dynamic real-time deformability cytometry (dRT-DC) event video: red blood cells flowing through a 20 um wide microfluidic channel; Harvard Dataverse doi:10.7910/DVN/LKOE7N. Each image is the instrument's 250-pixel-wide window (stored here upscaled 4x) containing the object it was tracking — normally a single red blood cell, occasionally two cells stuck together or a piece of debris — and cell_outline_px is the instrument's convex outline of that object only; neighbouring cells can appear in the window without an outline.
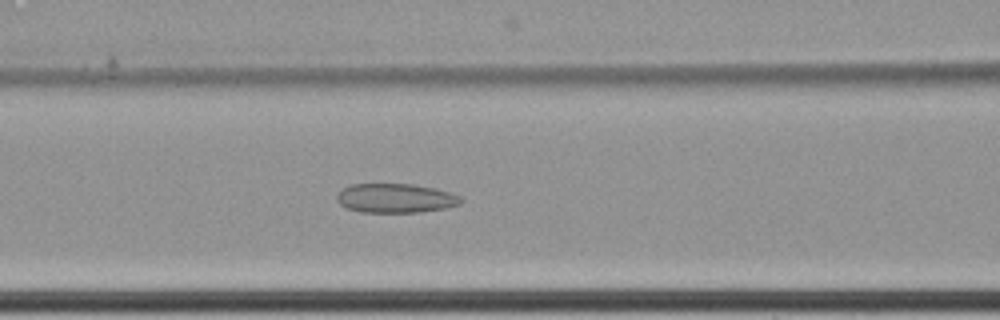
{"species": "common noctule bat (a hibernating species)", "species_latin": "Nyctalus noctula", "temperature_condition": "cold", "stored_images_in_passage": 66, "camera_frame_rate_fps": 3000, "um_per_image_px": 0.085, "animal": {"sex": "female", "body_mass_g": 22.7, "forearm_length_mm": 54.2}, "frame": {"image": 1, "passage_image": 32, "time_ms": 10.333, "image_size_px": [1000, 320], "cell_outline_px": [[464, 200], [460, 204], [444, 208], [416, 212], [364, 212], [348, 208], [340, 204], [336, 200], [336, 196], [344, 188], [352, 184], [412, 184], [432, 188], [448, 192], [460, 196]], "centroid_in_image_um": [33.62, 16.84], "position_along_channel_um": 133.0, "area_um2": 20.81}}
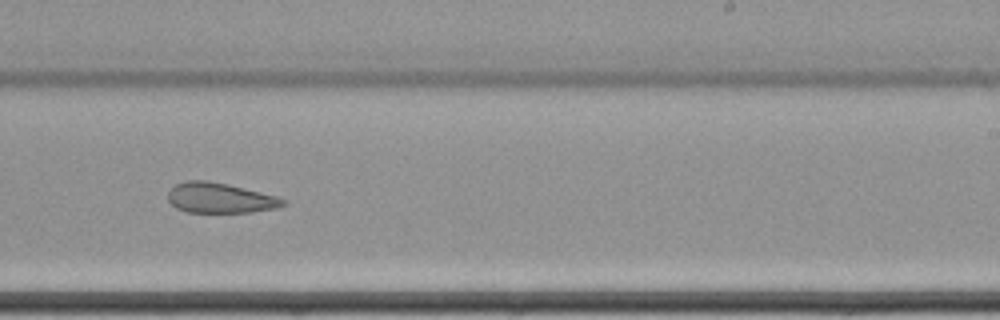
{"frame": {"image": 2, "passage_image": 44, "time_ms": 14.333, "image_size_px": [1000, 320], "cell_outline_px": [[288, 204], [280, 208], [252, 212], [188, 212], [176, 208], [168, 200], [168, 192], [176, 184], [188, 180], [208, 180], [228, 184], [276, 196], [288, 200]], "centroid_in_image_um": [18.75, 16.83], "position_along_channel_um": 270.2, "area_um2": 20.4}}
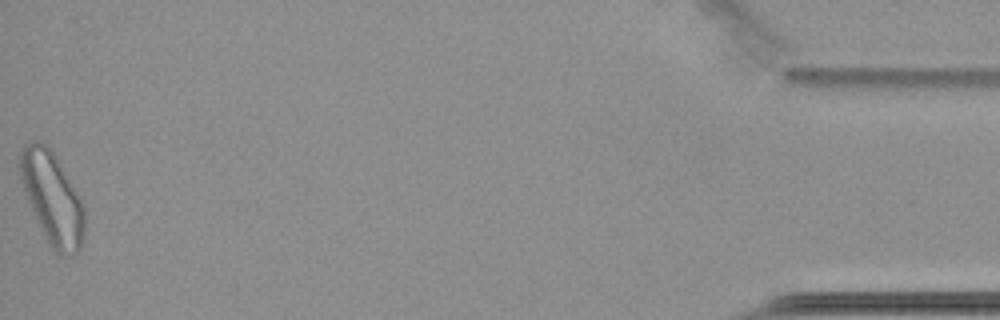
{"frame": {"image": 3, "passage_image": 66, "time_ms": 21.667, "image_size_px": [1000, 320], "cell_outline_px": [[84, 236], [80, 248], [72, 256], [60, 256], [52, 248], [24, 192], [20, 176], [20, 152], [24, 144], [32, 140], [40, 140], [52, 152], [84, 204]], "centroid_in_image_um": [4.45, 16.85], "position_along_channel_um": 430.8, "area_um2": 33.76}, "authors_computed_cell_mechanics": {"area_um2": 27.3972, "velocity_mm_per_s": 3.4383, "shape_relaxation_time_tau1_ms": null, "shape_relaxation_time_tau2_ms": 3.7207, "deformation_change_tau1": null, "deformation_change_tau2": 0.1096}}